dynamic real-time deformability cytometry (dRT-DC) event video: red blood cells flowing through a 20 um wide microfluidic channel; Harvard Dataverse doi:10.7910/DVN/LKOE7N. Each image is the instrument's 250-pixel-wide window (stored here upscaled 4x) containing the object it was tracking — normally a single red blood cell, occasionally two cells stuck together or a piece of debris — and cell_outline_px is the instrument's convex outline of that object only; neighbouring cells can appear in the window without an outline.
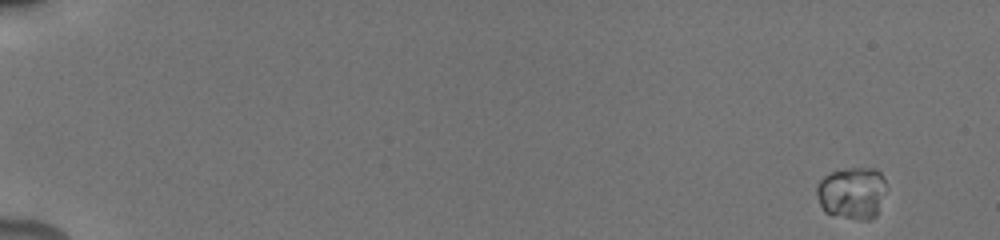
{"species": "human", "species_latin": "Homo sapiens", "temperature_condition": "cold", "stored_images_in_passage": 22, "camera_frame_rate_fps": 3000, "um_per_image_px": 0.085, "donor": {"sex": "male"}, "frame": {"image": 1, "passage_image": 1, "time_ms": 0.0, "image_size_px": [1000, 240], "cell_outline_px": [[884, 192], [876, 216], [868, 220], [860, 220], [832, 216], [824, 212], [820, 204], [816, 192], [816, 184], [824, 176], [832, 172], [848, 168], [876, 168], [880, 172], [884, 180]], "centroid_in_image_um": [72.38, 16.42], "position_along_channel_um": 12.6, "area_um2": 21.21}}
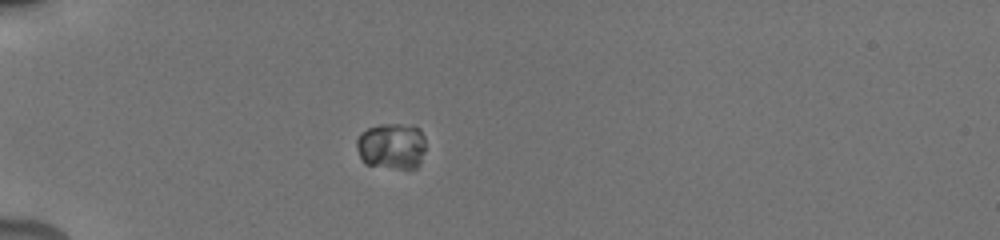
{"frame": {"image": 2, "passage_image": 9, "time_ms": 5.0, "image_size_px": [1000, 240], "cell_outline_px": [[424, 148], [420, 164], [416, 168], [396, 168], [364, 164], [356, 148], [356, 140], [360, 132], [368, 128], [380, 124], [416, 124], [420, 128], [424, 136]], "centroid_in_image_um": [33.28, 12.38], "position_along_channel_um": 51.7, "area_um2": 18.9}}
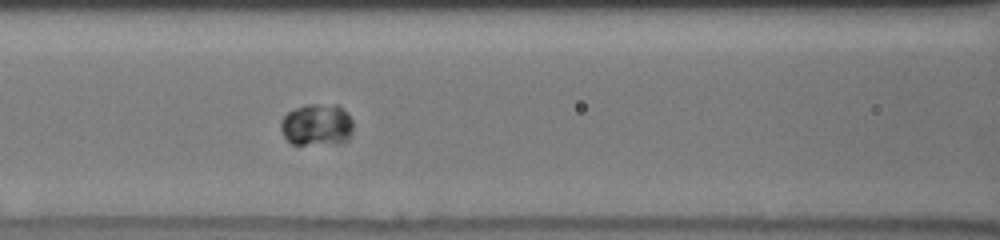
{"frame": {"image": 3, "passage_image": 17, "time_ms": 8.0, "image_size_px": [1000, 240], "cell_outline_px": [[352, 132], [348, 140], [304, 144], [292, 144], [284, 136], [280, 128], [280, 120], [288, 112], [296, 108], [308, 104], [336, 104], [352, 120]], "centroid_in_image_um": [26.89, 10.58], "position_along_channel_um": 139.7, "area_um2": 17.22}}